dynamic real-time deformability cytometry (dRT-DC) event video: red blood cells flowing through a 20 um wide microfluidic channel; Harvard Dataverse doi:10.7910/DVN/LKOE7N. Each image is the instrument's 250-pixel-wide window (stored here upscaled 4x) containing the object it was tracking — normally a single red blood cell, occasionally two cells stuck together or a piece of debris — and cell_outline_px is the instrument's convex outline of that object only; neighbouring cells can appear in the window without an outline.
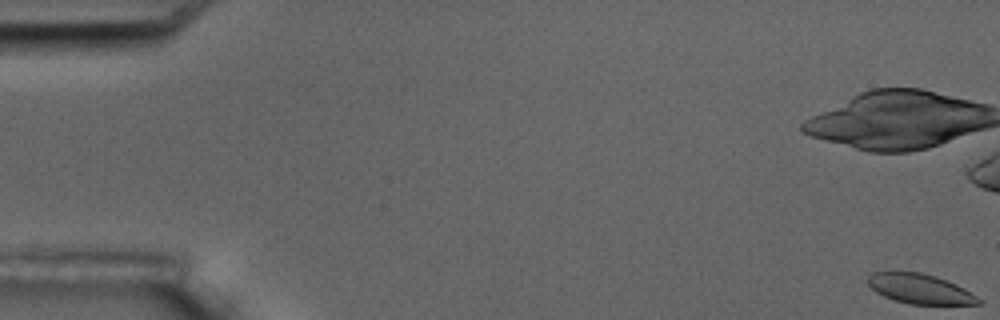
{"species": "common noctule bat (a hibernating species)", "species_latin": "Nyctalus noctula", "temperature_condition": "room temperature", "stored_images_in_passage": 5, "camera_frame_rate_fps": 3000, "um_per_image_px": 0.085, "animal": {"sex": "male", "body_mass_g": 17.5, "forearm_length_mm": 52.3}, "frame": {"image": 1, "passage_image": 1, "time_ms": 0.0, "image_size_px": [1000, 320], "cell_outline_px": [[980, 304], [908, 304], [884, 296], [876, 292], [868, 284], [868, 276], [872, 272], [920, 272], [956, 284], [964, 288], [976, 296], [980, 300]], "centroid_in_image_um": [78.17, 24.55], "position_along_channel_um": 6.8, "area_um2": 18.79}}